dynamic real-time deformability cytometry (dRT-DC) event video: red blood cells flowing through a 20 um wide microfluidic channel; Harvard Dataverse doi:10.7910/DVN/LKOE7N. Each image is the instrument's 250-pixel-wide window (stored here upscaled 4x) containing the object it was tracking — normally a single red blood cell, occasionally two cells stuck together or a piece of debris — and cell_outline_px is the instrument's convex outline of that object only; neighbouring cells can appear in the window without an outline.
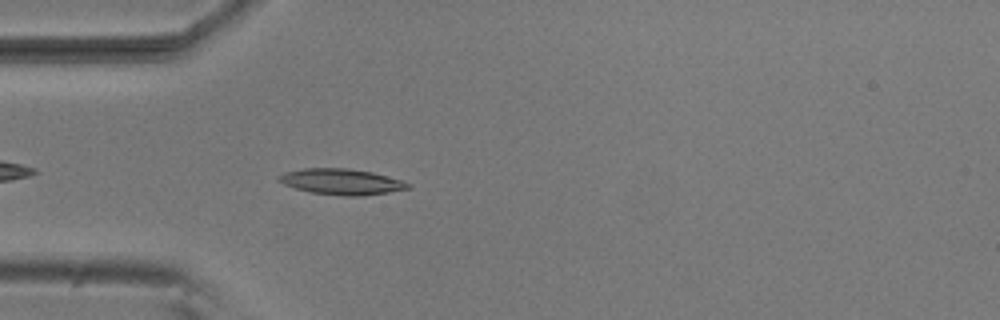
{"species": "common noctule bat (a hibernating species)", "species_latin": "Nyctalus noctula", "temperature_condition": "room temperature", "stored_images_in_passage": 1, "camera_frame_rate_fps": 3000, "um_per_image_px": 0.085, "animal": {"sex": "male", "body_mass_g": 20.5, "forearm_length_mm": 52.5}, "frame": {"image": 1, "passage_image": 1, "time_ms": 0.0, "image_size_px": [1000, 320], "cell_outline_px": [[412, 188], [364, 196], [344, 196], [312, 192], [296, 188], [284, 184], [276, 180], [276, 176], [284, 172], [304, 168], [348, 168], [372, 172], [400, 180], [412, 184]], "centroid_in_image_um": [29.02, 15.44], "position_along_channel_um": 56.0, "area_um2": 19.48}}